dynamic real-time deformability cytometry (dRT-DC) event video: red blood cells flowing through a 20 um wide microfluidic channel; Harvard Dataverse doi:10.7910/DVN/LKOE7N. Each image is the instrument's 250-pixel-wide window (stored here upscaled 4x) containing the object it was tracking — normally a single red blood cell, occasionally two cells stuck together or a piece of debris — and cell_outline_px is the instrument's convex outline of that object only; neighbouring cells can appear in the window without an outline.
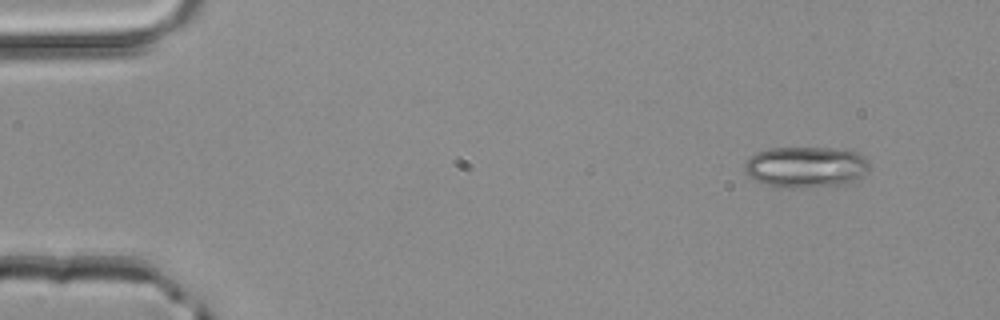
{"species": "common noctule bat (a hibernating species)", "species_latin": "Nyctalus noctula", "temperature_condition": "room temperature", "stored_images_in_passage": 3, "camera_frame_rate_fps": 3000, "um_per_image_px": 0.085, "animal": {"sex": "male", "body_mass_g": 20.4}, "frame": {"image": 1, "passage_image": 1, "time_ms": 0.0, "image_size_px": [1000, 320], "cell_outline_px": [[868, 168], [856, 180], [848, 184], [804, 188], [784, 188], [764, 184], [748, 176], [744, 172], [744, 164], [756, 152], [768, 148], [844, 148], [860, 152], [868, 160]], "centroid_in_image_um": [68.51, 14.19], "position_along_channel_um": 16.5, "area_um2": 30.29}}